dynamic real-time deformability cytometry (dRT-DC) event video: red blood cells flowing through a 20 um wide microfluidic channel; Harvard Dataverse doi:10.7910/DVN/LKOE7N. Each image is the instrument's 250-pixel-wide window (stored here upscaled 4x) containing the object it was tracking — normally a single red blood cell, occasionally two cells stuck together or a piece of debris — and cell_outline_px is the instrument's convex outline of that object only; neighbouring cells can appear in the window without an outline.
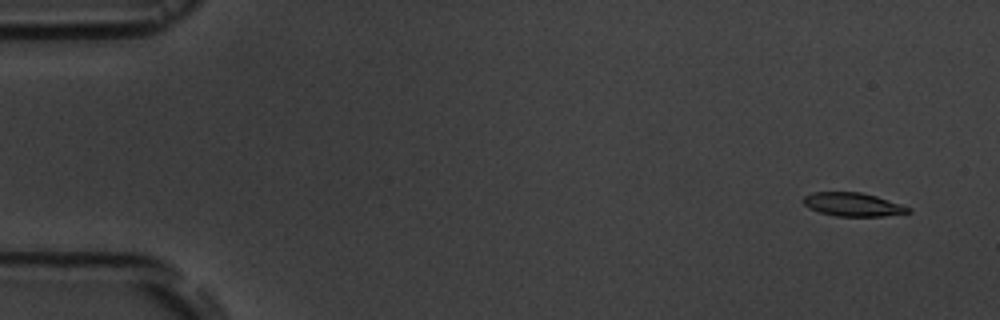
{"species": "common noctule bat (a hibernating species)", "species_latin": "Nyctalus noctula", "temperature_condition": "room temperature", "stored_images_in_passage": 6, "camera_frame_rate_fps": 3000, "um_per_image_px": 0.085, "animal": {"sex": "male", "body_mass_g": 19.5, "forearm_length_mm": 54.6}, "frame": {"image": 1, "passage_image": 1, "time_ms": 0.0, "image_size_px": [1000, 320], "cell_outline_px": [[912, 212], [884, 216], [836, 216], [820, 212], [808, 208], [804, 204], [804, 196], [812, 192], [860, 192], [876, 196], [912, 208]], "centroid_in_image_um": [72.5, 17.38], "position_along_channel_um": 12.5, "area_um2": 14.33}}